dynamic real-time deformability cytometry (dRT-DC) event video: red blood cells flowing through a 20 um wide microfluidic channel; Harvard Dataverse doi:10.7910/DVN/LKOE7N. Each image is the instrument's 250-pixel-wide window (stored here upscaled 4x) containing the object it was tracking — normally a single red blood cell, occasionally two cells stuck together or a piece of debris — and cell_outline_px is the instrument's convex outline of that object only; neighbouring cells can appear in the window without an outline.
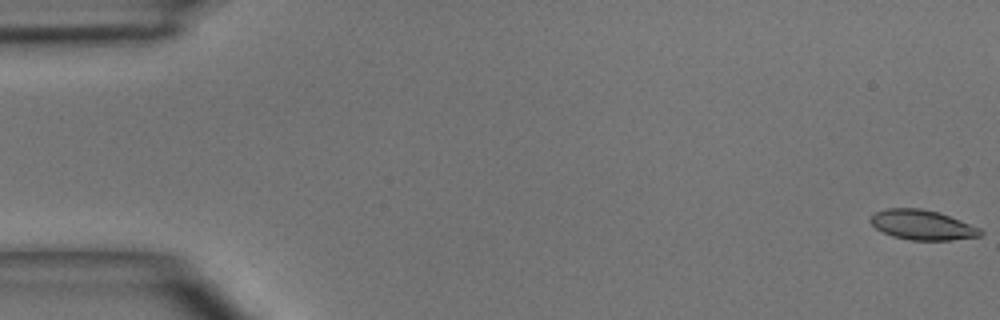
{"species": "common noctule bat (a hibernating species)", "species_latin": "Nyctalus noctula", "temperature_condition": "room temperature", "stored_images_in_passage": 5, "camera_frame_rate_fps": 3000, "um_per_image_px": 0.085, "animal": {"sex": "male", "body_mass_g": 15.6}, "frame": {"image": 1, "passage_image": 1, "time_ms": 0.0, "image_size_px": [1000, 320], "cell_outline_px": [[984, 232], [980, 236], [948, 240], [912, 240], [892, 236], [876, 228], [868, 220], [876, 212], [884, 208], [920, 208], [936, 212], [960, 220], [980, 228]], "centroid_in_image_um": [78.38, 19.11], "position_along_channel_um": 6.6, "area_um2": 18.9}}